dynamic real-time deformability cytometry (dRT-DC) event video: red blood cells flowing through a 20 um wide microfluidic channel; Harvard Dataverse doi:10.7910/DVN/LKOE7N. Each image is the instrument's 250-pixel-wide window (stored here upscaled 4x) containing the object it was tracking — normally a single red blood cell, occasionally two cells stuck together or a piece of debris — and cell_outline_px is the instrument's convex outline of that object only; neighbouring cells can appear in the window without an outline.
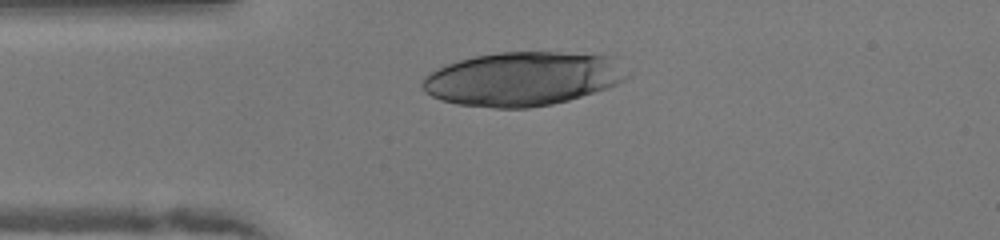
{"species": "human", "species_latin": "Homo sapiens", "temperature_condition": "warm", "stored_images_in_passage": 38, "camera_frame_rate_fps": 3000, "um_per_image_px": 0.085, "donor": {"sex": "female"}, "frame": {"image": 1, "passage_image": 9, "time_ms": 2.667, "image_size_px": [1000, 240], "cell_outline_px": [[636, 72], [632, 76], [608, 88], [568, 100], [552, 104], [528, 108], [492, 108], [456, 104], [440, 100], [424, 92], [420, 84], [420, 80], [428, 72], [436, 68], [460, 60], [476, 56], [500, 52], [560, 52], [616, 56]], "centroid_in_image_um": [44.52, 6.69], "position_along_channel_um": 40.5, "area_um2": 65.55}}